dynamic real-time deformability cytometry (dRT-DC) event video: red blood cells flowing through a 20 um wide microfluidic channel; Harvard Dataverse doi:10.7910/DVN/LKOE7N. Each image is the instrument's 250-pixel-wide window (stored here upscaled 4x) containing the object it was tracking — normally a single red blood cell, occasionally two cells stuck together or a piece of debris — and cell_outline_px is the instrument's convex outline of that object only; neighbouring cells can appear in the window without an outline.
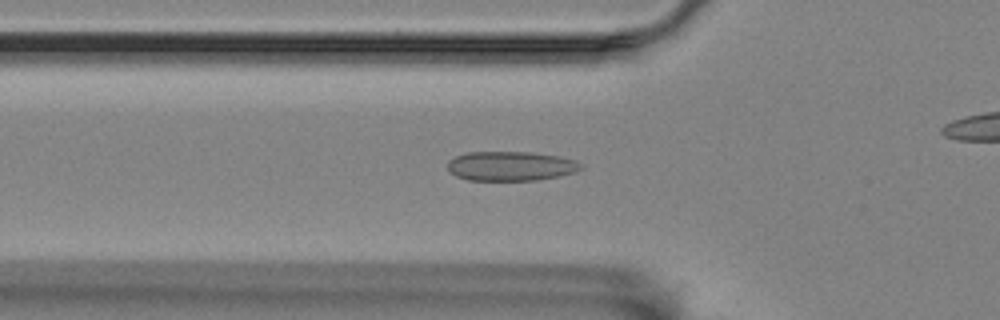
{"species": "Egyptian fruit bat (a non-hibernating species)", "species_latin": "Rousettus aegyptiacus", "temperature_condition": "room temperature", "stored_images_in_passage": 48, "camera_frame_rate_fps": 3000, "um_per_image_px": 0.085, "animal": {"sex": "female"}, "frame": {"image": 1, "passage_image": 19, "time_ms": 6.0, "image_size_px": [1000, 320], "cell_outline_px": [[584, 168], [576, 172], [560, 176], [536, 180], [468, 180], [456, 176], [448, 168], [448, 160], [456, 156], [468, 152], [532, 152], [560, 156], [572, 160], [580, 164]], "centroid_in_image_um": [43.43, 14.11], "position_along_channel_um": 82.4, "area_um2": 22.83}}
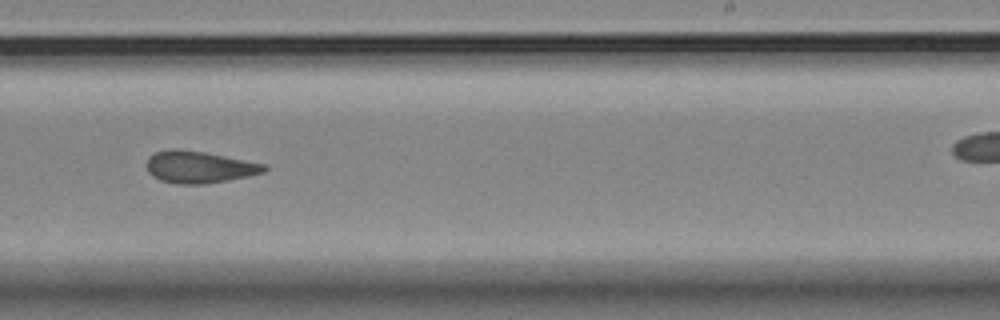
{"frame": {"image": 2, "passage_image": 35, "time_ms": 11.333, "image_size_px": [1000, 320], "cell_outline_px": [[268, 168], [264, 172], [248, 176], [228, 180], [204, 184], [176, 184], [160, 180], [152, 176], [148, 172], [148, 156], [156, 152], [176, 148], [204, 152], [268, 164]], "centroid_in_image_um": [16.95, 14.2], "position_along_channel_um": 272.0, "area_um2": 21.91}}
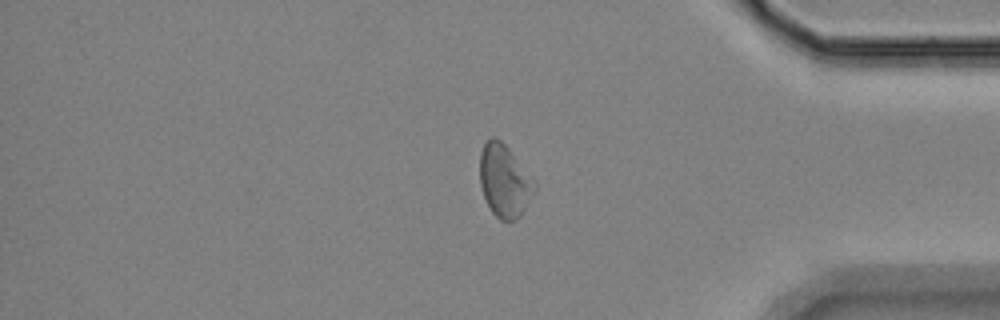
{"frame": {"image": 3, "passage_image": 47, "time_ms": 15.333, "image_size_px": [1000, 320], "cell_outline_px": [[536, 188], [520, 216], [516, 220], [500, 220], [492, 212], [484, 196], [480, 184], [480, 152], [484, 144], [492, 136], [496, 136], [508, 148], [536, 180]], "centroid_in_image_um": [42.89, 15.35], "position_along_channel_um": 392.3, "area_um2": 23.06}}